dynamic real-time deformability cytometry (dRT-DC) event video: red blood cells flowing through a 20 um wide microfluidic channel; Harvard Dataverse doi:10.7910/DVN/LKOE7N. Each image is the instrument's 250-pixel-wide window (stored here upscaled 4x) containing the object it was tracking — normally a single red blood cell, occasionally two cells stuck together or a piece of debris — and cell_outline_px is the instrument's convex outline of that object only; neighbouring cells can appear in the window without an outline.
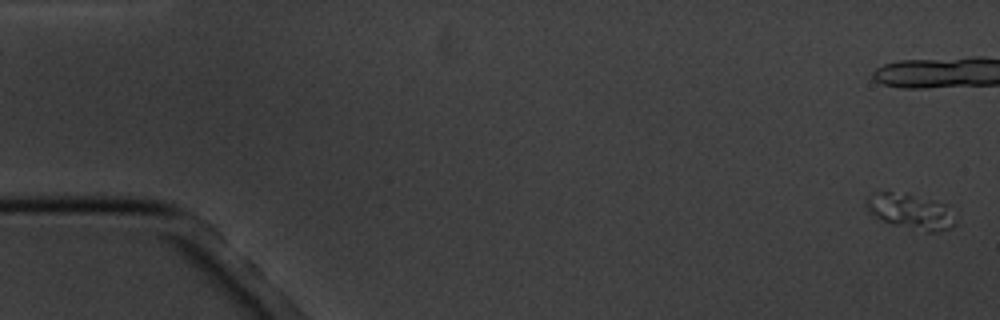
{"species": "common noctule bat (a hibernating species)", "species_latin": "Nyctalus noctula", "temperature_condition": "cold", "stored_images_in_passage": 10, "camera_frame_rate_fps": 3000, "um_per_image_px": 0.085, "animal": {"sex": "male", "body_mass_g": 20.1, "forearm_length_mm": 53.5}, "frame": {"image": 1, "passage_image": 1, "time_ms": 0.0, "image_size_px": [1000, 320], "cell_outline_px": [[956, 224], [948, 228], [936, 232], [924, 232], [892, 224], [872, 216], [868, 212], [864, 204], [864, 196], [876, 188], [932, 200], [948, 204], [956, 220]], "centroid_in_image_um": [77.29, 17.93], "position_along_channel_um": 7.7, "area_um2": 19.07}}
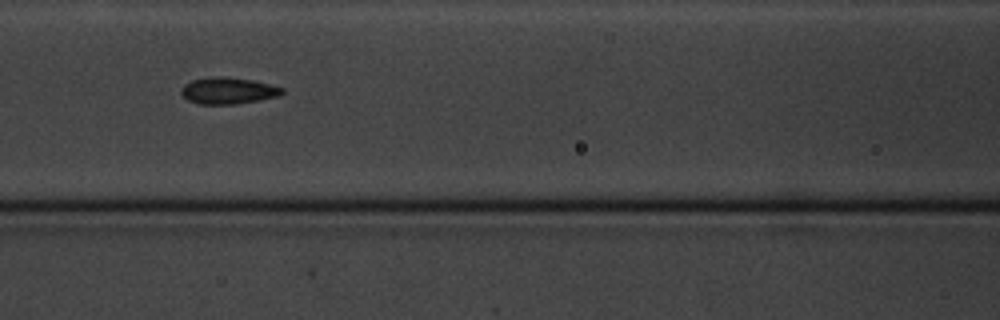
{"frame": {"image": 2, "passage_image": 9, "time_ms": 9.0, "image_size_px": [1000, 320], "cell_outline_px": [[284, 92], [280, 96], [260, 100], [232, 104], [200, 104], [188, 100], [180, 92], [180, 88], [184, 84], [192, 80], [212, 76], [224, 76], [252, 80], [284, 88]], "centroid_in_image_um": [19.38, 7.7], "position_along_channel_um": 147.2, "area_um2": 15.66}}